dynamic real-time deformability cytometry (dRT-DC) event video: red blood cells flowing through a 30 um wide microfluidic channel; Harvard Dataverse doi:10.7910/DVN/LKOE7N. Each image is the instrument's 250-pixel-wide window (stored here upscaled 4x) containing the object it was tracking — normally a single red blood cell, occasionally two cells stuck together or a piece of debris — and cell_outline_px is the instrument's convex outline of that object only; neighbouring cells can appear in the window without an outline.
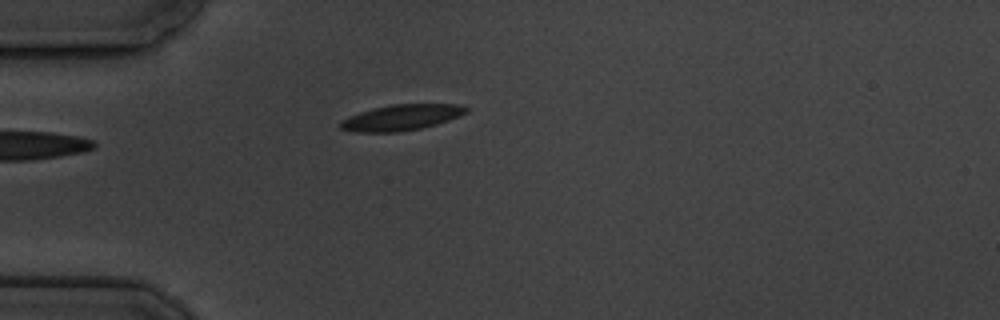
{"species": "common noctule bat (a hibernating species)", "species_latin": "Nyctalus noctula", "temperature_condition": "cold", "stored_images_in_passage": 4, "camera_frame_rate_fps": 3000, "um_per_image_px": 0.085, "animal": {"sex": "male", "body_mass_g": 19.5, "forearm_length_mm": 54.6}, "frame": {"image": 1, "passage_image": 4, "time_ms": 3.333, "image_size_px": [1000, 320], "cell_outline_px": [[468, 112], [460, 116], [436, 124], [420, 128], [400, 132], [352, 132], [340, 128], [340, 124], [344, 120], [360, 112], [372, 108], [392, 104], [460, 104], [468, 108]], "centroid_in_image_um": [34.16, 9.98], "position_along_channel_um": 50.8, "area_um2": 18.79}}